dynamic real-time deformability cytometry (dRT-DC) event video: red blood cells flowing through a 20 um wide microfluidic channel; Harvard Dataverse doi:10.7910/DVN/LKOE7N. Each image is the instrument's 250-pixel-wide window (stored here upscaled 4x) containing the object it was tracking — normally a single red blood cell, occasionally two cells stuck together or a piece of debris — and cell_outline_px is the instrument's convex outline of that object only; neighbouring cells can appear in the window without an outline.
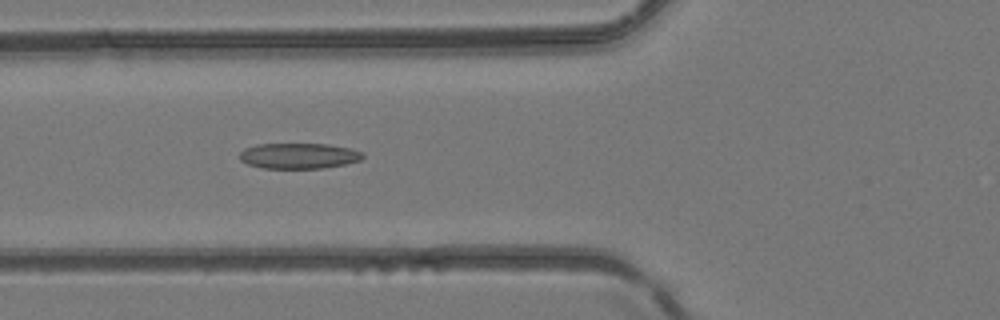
{"species": "common noctule bat (a hibernating species)", "species_latin": "Nyctalus noctula", "temperature_condition": "room temperature", "stored_images_in_passage": 5, "camera_frame_rate_fps": 3000, "um_per_image_px": 0.085, "animal": {"sex": "female", "body_mass_g": 24.6, "forearm_length_mm": 56.2}, "frame": {"image": 1, "passage_image": 5, "time_ms": 1.333, "image_size_px": [1000, 320], "cell_outline_px": [[364, 156], [360, 160], [344, 164], [324, 168], [264, 168], [248, 164], [240, 160], [240, 152], [244, 148], [256, 144], [328, 144], [352, 148], [364, 152]], "centroid_in_image_um": [25.41, 13.24], "position_along_channel_um": 100.4, "area_um2": 18.44}}